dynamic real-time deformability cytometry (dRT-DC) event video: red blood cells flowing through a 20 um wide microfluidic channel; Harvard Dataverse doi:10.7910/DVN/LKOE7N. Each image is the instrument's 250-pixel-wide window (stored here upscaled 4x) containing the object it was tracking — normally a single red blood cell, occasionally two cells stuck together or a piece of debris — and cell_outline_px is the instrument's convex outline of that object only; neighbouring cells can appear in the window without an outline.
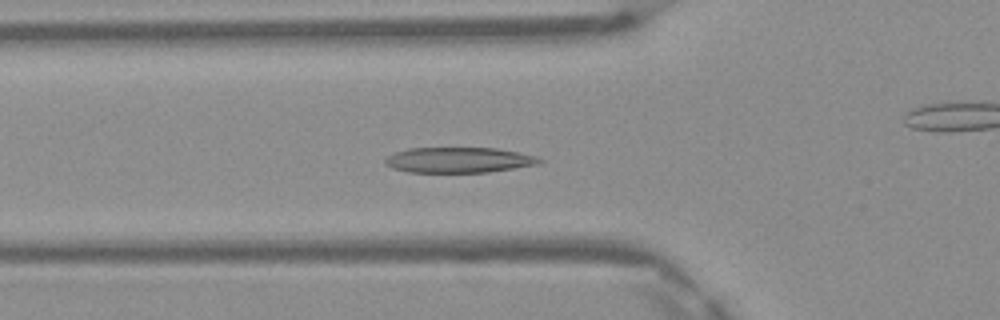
{"species": "Egyptian fruit bat (a non-hibernating species)", "species_latin": "Rousettus aegyptiacus", "temperature_condition": "warm", "stored_images_in_passage": 49, "camera_frame_rate_fps": 3000, "um_per_image_px": 0.085, "frame": {"image": 1, "passage_image": 16, "time_ms": 5.0, "image_size_px": [1000, 320], "cell_outline_px": [[544, 160], [540, 164], [488, 172], [408, 172], [392, 168], [384, 164], [384, 160], [388, 156], [396, 152], [408, 148], [496, 148], [536, 156]], "centroid_in_image_um": [38.99, 13.6], "position_along_channel_um": 86.8, "area_um2": 22.83}}
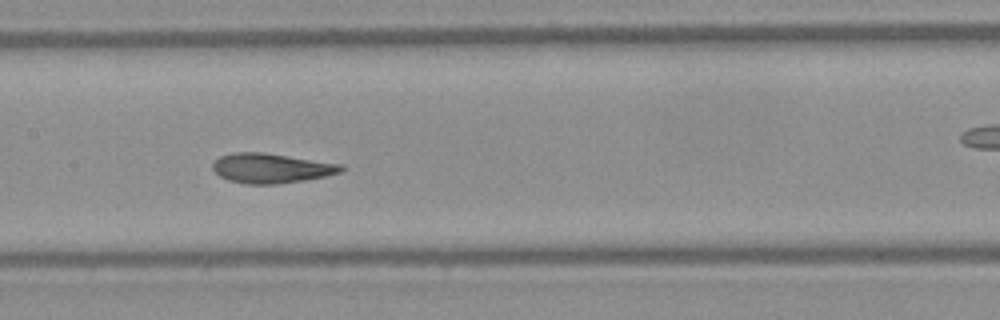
{"frame": {"image": 2, "passage_image": 23, "time_ms": 7.333, "image_size_px": [1000, 320], "cell_outline_px": [[344, 168], [340, 172], [324, 176], [304, 180], [276, 184], [248, 184], [228, 180], [220, 176], [212, 168], [212, 164], [220, 156], [232, 152], [264, 152], [344, 164]], "centroid_in_image_um": [23.05, 14.28], "position_along_channel_um": 184.3, "area_um2": 22.25}}
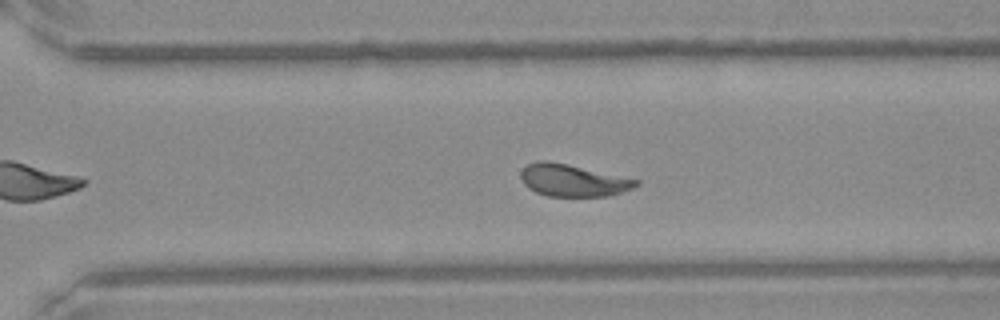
{"frame": {"image": 3, "passage_image": 33, "time_ms": 10.667, "image_size_px": [1000, 320], "cell_outline_px": [[640, 184], [632, 188], [608, 196], [548, 196], [536, 192], [528, 188], [524, 184], [520, 176], [520, 172], [528, 164], [540, 160], [548, 160], [568, 164], [640, 180]], "centroid_in_image_um": [48.68, 15.32], "position_along_channel_um": 321.9, "area_um2": 21.5}}